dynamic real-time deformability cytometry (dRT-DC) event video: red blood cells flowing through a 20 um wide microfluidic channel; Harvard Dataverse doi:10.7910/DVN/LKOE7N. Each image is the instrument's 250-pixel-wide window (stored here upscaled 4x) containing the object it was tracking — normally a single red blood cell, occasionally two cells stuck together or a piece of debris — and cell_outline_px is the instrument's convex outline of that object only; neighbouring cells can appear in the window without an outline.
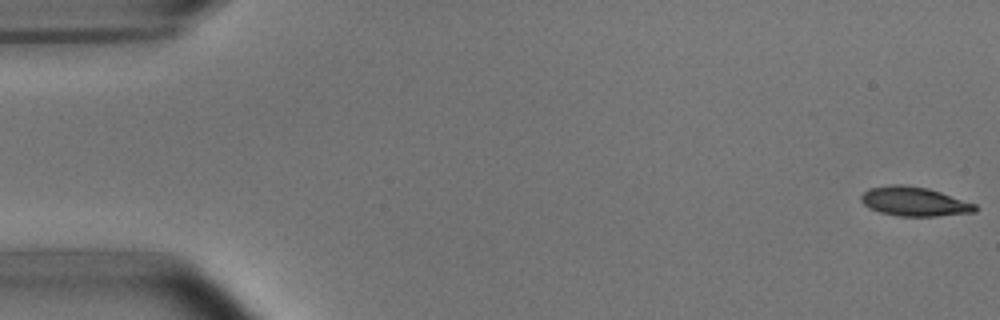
{"species": "common noctule bat (a hibernating species)", "species_latin": "Nyctalus noctula", "temperature_condition": "room temperature", "stored_images_in_passage": 5, "camera_frame_rate_fps": 3000, "um_per_image_px": 0.085, "animal": {"sex": "male", "body_mass_g": 15.6}, "frame": {"image": 1, "passage_image": 1, "time_ms": 0.0, "image_size_px": [1000, 320], "cell_outline_px": [[980, 208], [976, 212], [936, 216], [896, 216], [880, 212], [868, 208], [860, 200], [860, 196], [868, 188], [892, 184], [900, 184], [928, 188], [976, 204]], "centroid_in_image_um": [77.71, 17.13], "position_along_channel_um": 7.3, "area_um2": 19.54}}
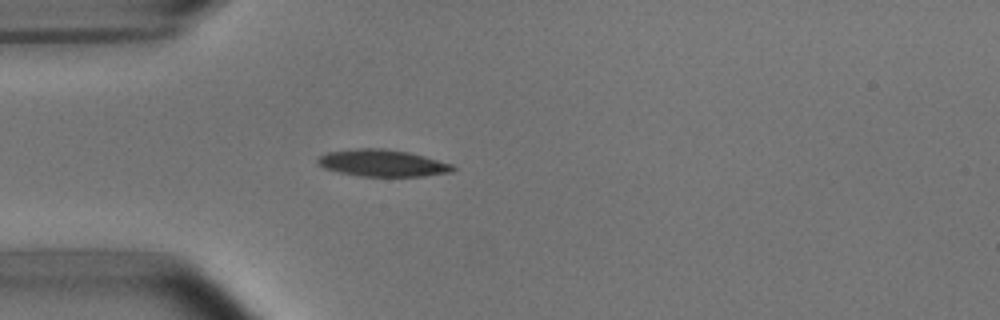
{"frame": {"image": 2, "passage_image": 5, "time_ms": 4.667, "image_size_px": [1000, 320], "cell_outline_px": [[456, 168], [452, 172], [424, 176], [360, 176], [340, 172], [324, 168], [316, 160], [320, 156], [328, 152], [356, 148], [384, 148], [408, 152], [424, 156], [452, 164]], "centroid_in_image_um": [32.53, 13.86], "position_along_channel_um": 52.5, "area_um2": 21.04}}